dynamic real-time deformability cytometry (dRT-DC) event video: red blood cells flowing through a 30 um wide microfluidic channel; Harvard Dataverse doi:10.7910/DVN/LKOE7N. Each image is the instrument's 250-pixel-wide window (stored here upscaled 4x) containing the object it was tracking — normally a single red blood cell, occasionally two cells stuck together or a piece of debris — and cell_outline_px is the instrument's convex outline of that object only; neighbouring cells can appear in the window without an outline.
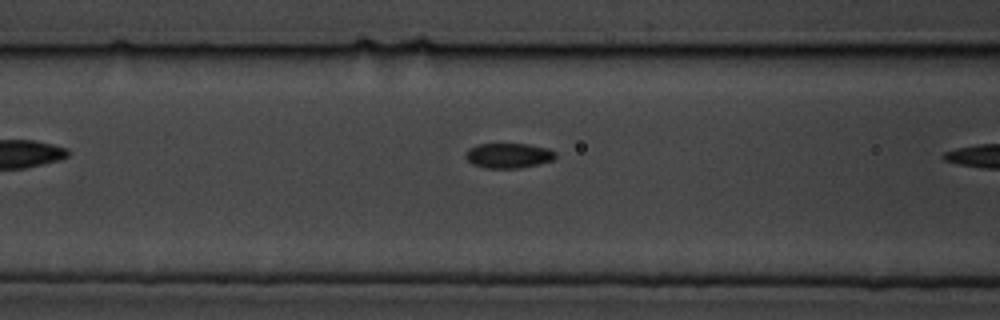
{"species": "common noctule bat (a hibernating species)", "species_latin": "Nyctalus noctula", "temperature_condition": "cold", "stored_images_in_passage": 6, "camera_frame_rate_fps": 3000, "um_per_image_px": 0.085, "animal": {"sex": "male", "body_mass_g": 19.5, "forearm_length_mm": 54.6}, "frame": {"image": 1, "passage_image": 5, "time_ms": 1.333, "image_size_px": [1000, 320], "cell_outline_px": [[556, 156], [552, 160], [540, 164], [520, 168], [484, 168], [472, 164], [464, 156], [468, 148], [476, 144], [528, 144], [548, 148], [556, 152]], "centroid_in_image_um": [43.21, 13.22], "position_along_channel_um": 123.4, "area_um2": 13.24}}